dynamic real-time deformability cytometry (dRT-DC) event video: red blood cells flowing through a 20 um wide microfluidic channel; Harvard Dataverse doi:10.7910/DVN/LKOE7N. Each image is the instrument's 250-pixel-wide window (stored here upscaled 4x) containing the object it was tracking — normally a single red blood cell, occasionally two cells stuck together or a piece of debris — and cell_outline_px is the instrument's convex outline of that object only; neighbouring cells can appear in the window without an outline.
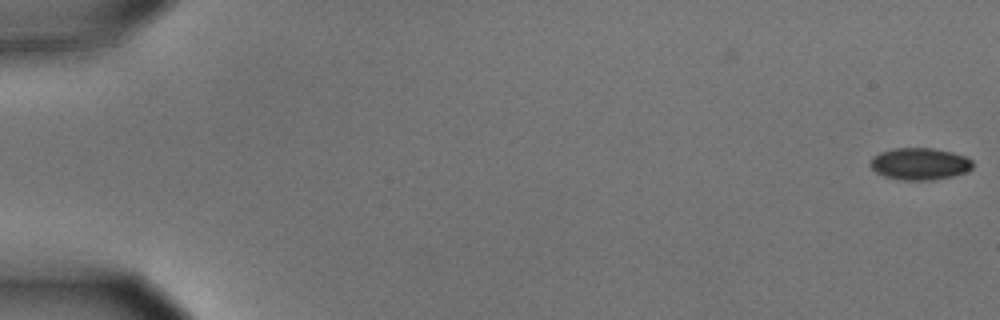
{"species": "common noctule bat (a hibernating species)", "species_latin": "Nyctalus noctula", "temperature_condition": "cold", "stored_images_in_passage": 56, "camera_frame_rate_fps": 3000, "um_per_image_px": 0.085, "animal": {"sex": "male", "body_mass_g": 15.6}, "frame": {"image": 1, "passage_image": 1, "time_ms": 0.0, "image_size_px": [1000, 320], "cell_outline_px": [[972, 168], [964, 172], [952, 176], [932, 180], [904, 180], [884, 176], [876, 172], [868, 164], [868, 160], [872, 156], [880, 152], [892, 148], [932, 148], [952, 152], [964, 156], [972, 160]], "centroid_in_image_um": [78.12, 13.92], "position_along_channel_um": 6.9, "area_um2": 19.13}}
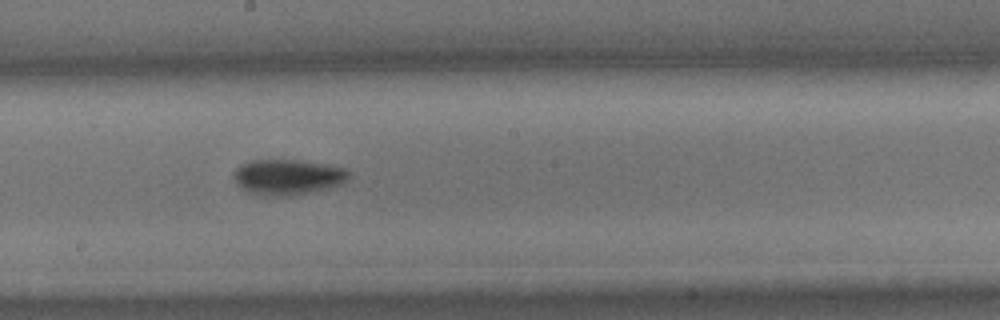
{"frame": {"image": 2, "passage_image": 32, "time_ms": 10.333, "image_size_px": [1000, 320], "cell_outline_px": [[352, 176], [344, 184], [328, 188], [288, 196], [264, 196], [248, 192], [240, 188], [236, 184], [232, 176], [236, 168], [240, 164], [252, 160], [300, 160], [328, 164], [348, 168], [352, 172]], "centroid_in_image_um": [24.5, 15.04], "position_along_channel_um": 223.7, "area_um2": 24.39}}
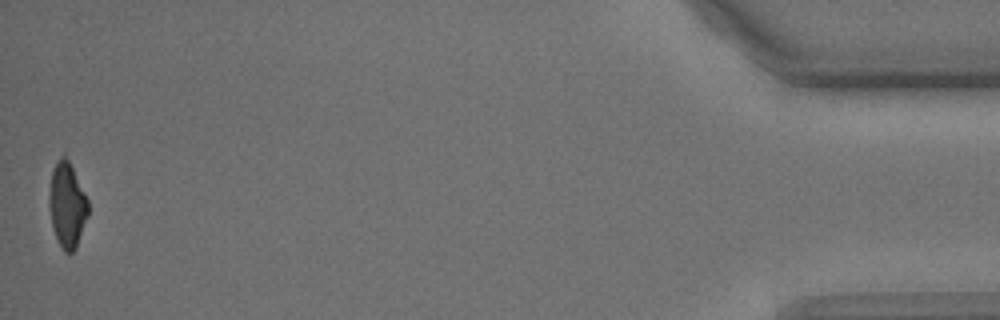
{"frame": {"image": 3, "passage_image": 56, "time_ms": 18.333, "image_size_px": [1000, 320], "cell_outline_px": [[88, 216], [76, 248], [72, 252], [64, 252], [56, 236], [52, 224], [48, 208], [48, 196], [52, 172], [60, 156], [64, 152], [88, 200]], "centroid_in_image_um": [5.7, 17.43], "position_along_channel_um": 429.5, "area_um2": 19.13}, "authors_computed_cell_mechanics": {"area_um2": 21.097, "velocity_mm_per_s": 3.6453, "shape_relaxation_time_tau1_ms": 2.7864, "shape_relaxation_time_tau2_ms": null, "deformation_change_tau1": 0.1162, "deformation_change_tau2": null}}